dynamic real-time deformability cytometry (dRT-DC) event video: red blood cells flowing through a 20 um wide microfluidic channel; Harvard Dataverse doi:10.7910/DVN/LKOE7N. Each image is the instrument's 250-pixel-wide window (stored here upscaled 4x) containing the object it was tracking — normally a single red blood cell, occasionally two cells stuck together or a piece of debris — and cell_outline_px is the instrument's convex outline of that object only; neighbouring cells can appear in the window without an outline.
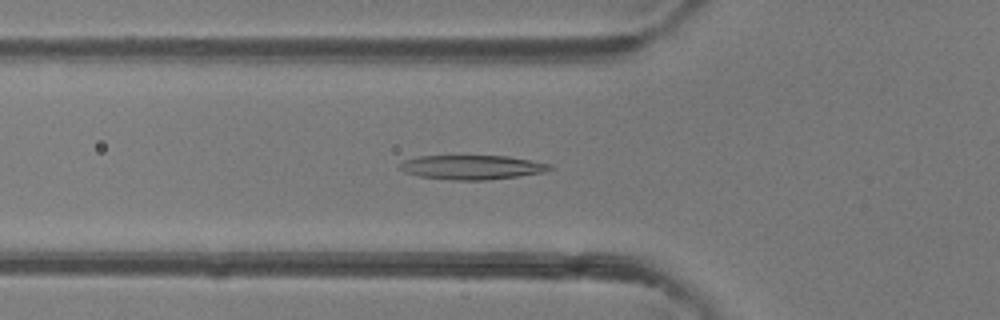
{"species": "common noctule bat (a hibernating species)", "species_latin": "Nyctalus noctula", "temperature_condition": "room temperature", "stored_images_in_passage": 47, "camera_frame_rate_fps": 3000, "um_per_image_px": 0.085, "animal": {"sex": "female"}, "frame": {"image": 1, "passage_image": 16, "time_ms": 5.0, "image_size_px": [1000, 320], "cell_outline_px": [[556, 168], [544, 172], [488, 180], [456, 180], [420, 176], [404, 172], [400, 168], [400, 164], [404, 160], [416, 156], [508, 156], [532, 160], [552, 164]], "centroid_in_image_um": [40.16, 14.21], "position_along_channel_um": 85.6, "area_um2": 21.21}}
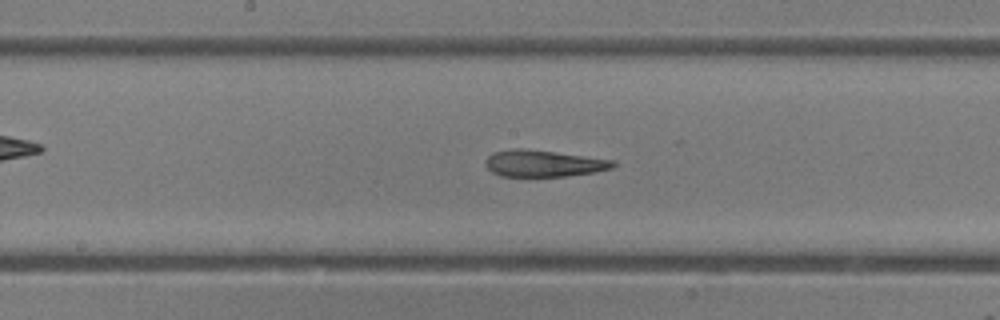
{"frame": {"image": 2, "passage_image": 24, "time_ms": 7.667, "image_size_px": [1000, 320], "cell_outline_px": [[616, 164], [612, 168], [592, 172], [564, 176], [500, 176], [492, 172], [484, 164], [484, 160], [492, 152], [516, 148], [524, 148], [616, 160]], "centroid_in_image_um": [46.16, 13.88], "position_along_channel_um": 202.0, "area_um2": 19.77}}
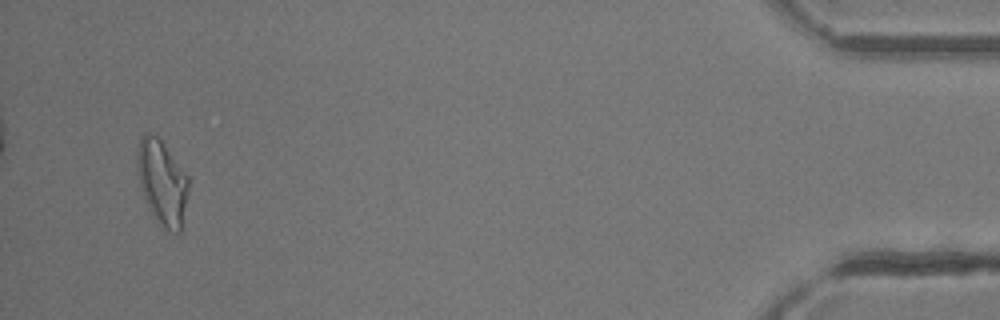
{"frame": {"image": 3, "passage_image": 45, "time_ms": 14.667, "image_size_px": [1000, 320], "cell_outline_px": [[188, 192], [180, 232], [168, 232], [164, 228], [148, 208], [140, 184], [136, 160], [136, 156], [140, 136], [144, 132], [152, 132], [160, 140], [188, 176]], "centroid_in_image_um": [13.76, 15.48], "position_along_channel_um": 421.4, "area_um2": 24.97}, "authors_computed_cell_mechanics": {"area_um2": 22.4842, "velocity_mm_per_s": 4.324, "shape_relaxation_time_tau1_ms": null, "shape_relaxation_time_tau2_ms": 5.0151, "deformation_change_tau1": null, "deformation_change_tau2": 0.1623}}